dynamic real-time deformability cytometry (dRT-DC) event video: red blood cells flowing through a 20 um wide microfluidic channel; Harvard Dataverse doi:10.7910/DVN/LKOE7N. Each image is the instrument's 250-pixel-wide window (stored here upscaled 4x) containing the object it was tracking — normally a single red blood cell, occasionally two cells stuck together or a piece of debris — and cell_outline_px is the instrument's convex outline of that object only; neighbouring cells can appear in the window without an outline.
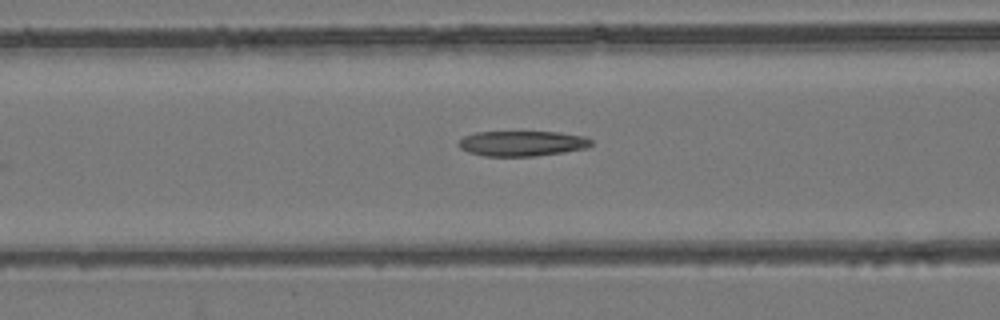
{"species": "common noctule bat (a hibernating species)", "species_latin": "Nyctalus noctula", "temperature_condition": "room temperature", "stored_images_in_passage": 42, "camera_frame_rate_fps": 3000, "um_per_image_px": 0.085, "animal": {"sex": "female", "body_mass_g": 24.6, "forearm_length_mm": 56.2}, "frame": {"image": 1, "passage_image": 22, "time_ms": 7.0, "image_size_px": [1000, 320], "cell_outline_px": [[592, 144], [588, 148], [564, 152], [536, 156], [484, 156], [468, 152], [460, 148], [456, 144], [464, 136], [476, 132], [560, 132], [584, 136], [592, 140]], "centroid_in_image_um": [44.38, 12.19], "position_along_channel_um": 122.2, "area_um2": 19.65}}
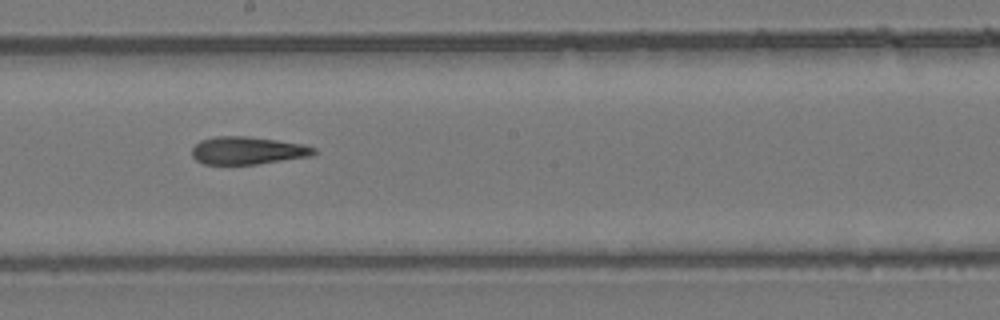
{"frame": {"image": 2, "passage_image": 30, "time_ms": 9.667, "image_size_px": [1000, 320], "cell_outline_px": [[316, 152], [312, 156], [256, 164], [204, 164], [196, 160], [192, 156], [192, 148], [200, 140], [216, 136], [248, 136], [304, 144], [316, 148]], "centroid_in_image_um": [21.05, 12.79], "position_along_channel_um": 227.2, "area_um2": 19.71}}
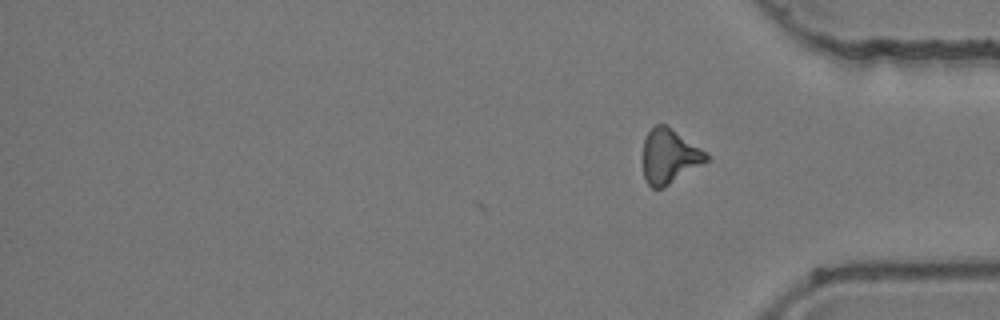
{"frame": {"image": 3, "passage_image": 42, "time_ms": 13.667, "image_size_px": [1000, 320], "cell_outline_px": [[712, 160], [664, 188], [652, 188], [648, 184], [644, 176], [640, 156], [644, 140], [648, 132], [656, 124], [668, 124], [708, 152]], "centroid_in_image_um": [56.93, 13.28], "position_along_channel_um": 378.3, "area_um2": 21.27}, "authors_computed_cell_mechanics": {"area_um2": 20.9525, "velocity_mm_per_s": 3.9347, "shape_relaxation_time_tau1_ms": null, "shape_relaxation_time_tau2_ms": 3.6893, "deformation_change_tau1": null, "deformation_change_tau2": 0.1472}}